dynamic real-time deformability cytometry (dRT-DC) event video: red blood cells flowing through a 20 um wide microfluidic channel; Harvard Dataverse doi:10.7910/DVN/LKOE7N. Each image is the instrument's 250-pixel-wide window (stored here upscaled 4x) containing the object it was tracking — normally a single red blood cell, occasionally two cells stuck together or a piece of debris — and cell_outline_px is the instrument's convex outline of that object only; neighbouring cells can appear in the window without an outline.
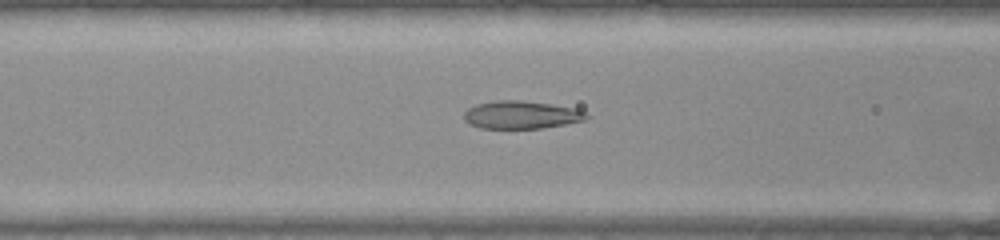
{"species": "common noctule bat (a hibernating species)", "species_latin": "Nyctalus noctula", "temperature_condition": "warm", "stored_images_in_passage": 51, "camera_frame_rate_fps": 3000, "um_per_image_px": 0.085, "animal": {"sex": "female", "body_mass_g": 22.0, "forearm_length_mm": 56.7}, "frame": {"image": 1, "passage_image": 19, "time_ms": 6.0, "image_size_px": [1000, 240], "cell_outline_px": [[592, 116], [588, 120], [544, 128], [480, 128], [468, 124], [464, 120], [464, 112], [468, 108], [476, 104], [496, 100], [520, 100], [552, 104], [576, 108]], "centroid_in_image_um": [44.34, 9.76], "position_along_channel_um": 122.3, "area_um2": 20.17}}
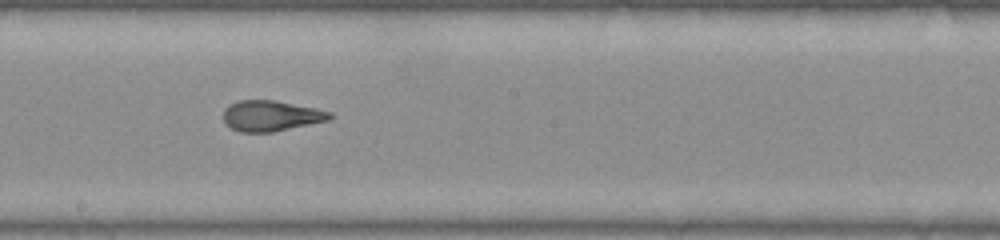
{"frame": {"image": 2, "passage_image": 27, "time_ms": 8.667, "image_size_px": [1000, 240], "cell_outline_px": [[336, 116], [332, 120], [272, 132], [240, 132], [224, 124], [224, 108], [228, 104], [240, 100], [276, 100], [316, 108], [332, 112]], "centroid_in_image_um": [23.08, 9.84], "position_along_channel_um": 225.1, "area_um2": 19.36}}
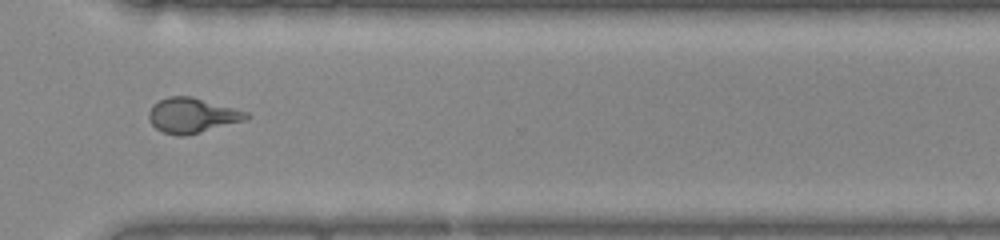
{"frame": {"image": 3, "passage_image": 37, "time_ms": 12.0, "image_size_px": [1000, 240], "cell_outline_px": [[252, 116], [248, 120], [184, 136], [180, 136], [160, 132], [148, 120], [148, 112], [152, 104], [168, 96], [192, 96], [248, 112]], "centroid_in_image_um": [16.33, 9.81], "position_along_channel_um": 354.3, "area_um2": 20.11}, "authors_computed_cell_mechanics": {"area_um2": 19.9988, "velocity_mm_per_s": 3.873, "shape_relaxation_time_tau1_ms": 8.4062, "shape_relaxation_time_tau2_ms": 1.2038, "deformation_change_tau1": 0.2559, "deformation_change_tau2": 0.1008}}